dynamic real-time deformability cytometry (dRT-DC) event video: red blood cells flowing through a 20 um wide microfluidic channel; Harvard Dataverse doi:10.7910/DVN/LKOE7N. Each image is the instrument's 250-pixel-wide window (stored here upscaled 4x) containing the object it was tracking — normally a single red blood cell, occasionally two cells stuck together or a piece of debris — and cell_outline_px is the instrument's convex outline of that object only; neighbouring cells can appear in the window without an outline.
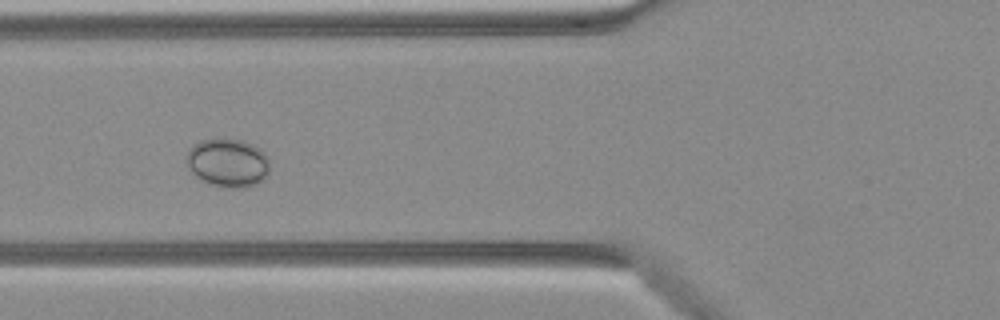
{"species": "Egyptian fruit bat (a non-hibernating species)", "species_latin": "Rousettus aegyptiacus", "temperature_condition": "warm", "stored_images_in_passage": 33, "camera_frame_rate_fps": 3000, "um_per_image_px": 0.085, "animal": {"sex": "female"}, "frame": {"image": 1, "passage_image": 3, "time_ms": 0.667, "image_size_px": [1000, 320], "cell_outline_px": [[268, 172], [256, 184], [244, 188], [232, 188], [212, 184], [196, 176], [192, 172], [184, 156], [192, 144], [200, 140], [244, 140], [260, 148], [264, 152], [268, 160]], "centroid_in_image_um": [19.35, 13.82], "position_along_channel_um": 106.5, "area_um2": 23.18}}
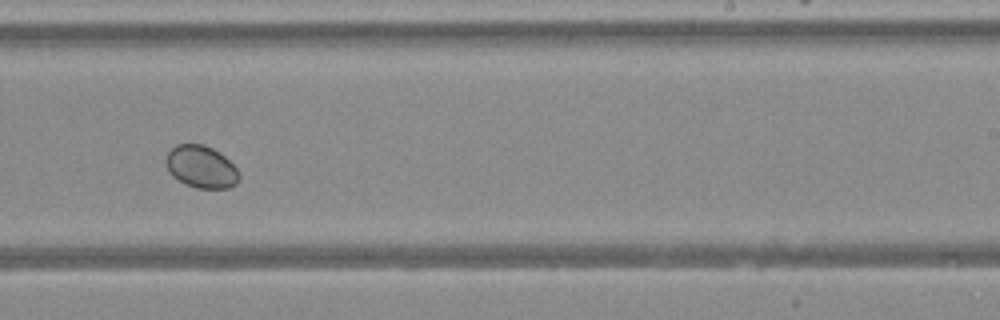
{"frame": {"image": 2, "passage_image": 15, "time_ms": 4.667, "image_size_px": [1000, 320], "cell_outline_px": [[240, 180], [236, 184], [228, 188], [196, 188], [172, 176], [168, 168], [168, 152], [176, 144], [204, 144], [220, 152], [236, 168], [240, 176]], "centroid_in_image_um": [17.15, 14.18], "position_along_channel_um": 271.9, "area_um2": 17.74}}
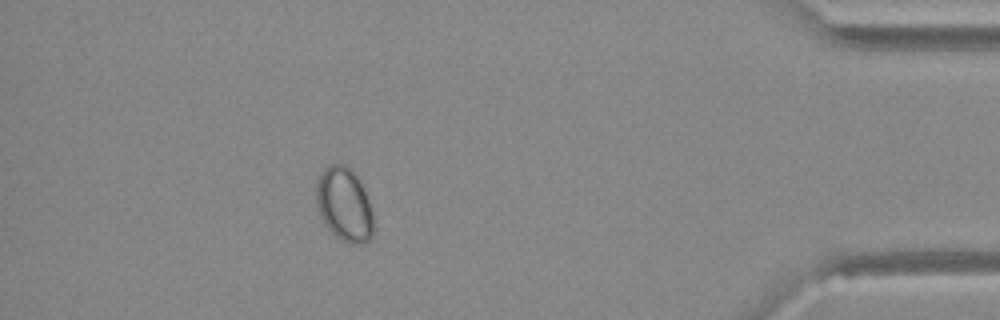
{"frame": {"image": 3, "passage_image": 28, "time_ms": 9.0, "image_size_px": [1000, 320], "cell_outline_px": [[376, 228], [372, 236], [364, 244], [348, 244], [336, 236], [324, 224], [316, 208], [316, 180], [320, 172], [324, 168], [332, 164], [344, 164], [352, 168], [356, 172], [364, 188], [372, 212]], "centroid_in_image_um": [29.27, 17.38], "position_along_channel_um": 405.9, "area_um2": 25.37}}